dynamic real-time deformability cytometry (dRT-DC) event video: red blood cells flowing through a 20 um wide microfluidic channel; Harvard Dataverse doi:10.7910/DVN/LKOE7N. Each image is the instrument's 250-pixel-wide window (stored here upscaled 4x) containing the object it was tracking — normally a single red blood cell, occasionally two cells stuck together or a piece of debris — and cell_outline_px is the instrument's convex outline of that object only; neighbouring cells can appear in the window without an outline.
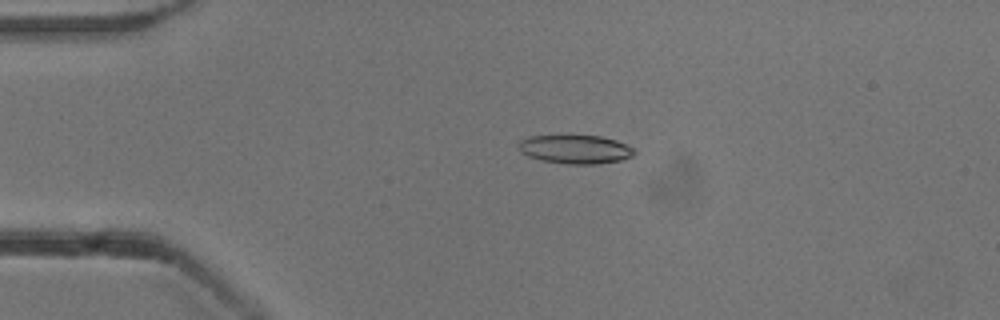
{"species": "common noctule bat (a hibernating species)", "species_latin": "Nyctalus noctula", "temperature_condition": "cold", "stored_images_in_passage": 53, "camera_frame_rate_fps": 3000, "um_per_image_px": 0.085, "animal": {"sex": "male", "body_mass_g": 13.3}, "frame": {"image": 1, "passage_image": 12, "time_ms": 3.667, "image_size_px": [1000, 320], "cell_outline_px": [[636, 152], [632, 156], [620, 160], [596, 164], [568, 164], [544, 160], [528, 156], [520, 152], [516, 144], [520, 140], [528, 136], [600, 136], [616, 140], [636, 148]], "centroid_in_image_um": [48.9, 12.68], "position_along_channel_um": 36.1, "area_um2": 19.36}}
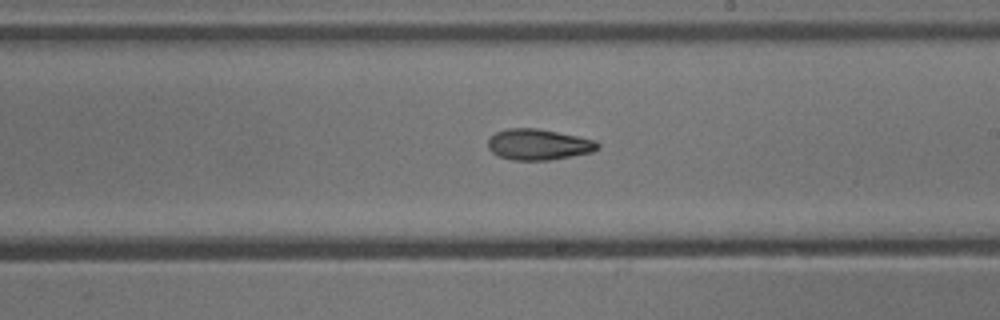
{"frame": {"image": 2, "passage_image": 31, "time_ms": 10.0, "image_size_px": [1000, 320], "cell_outline_px": [[600, 148], [592, 152], [572, 156], [548, 160], [512, 160], [500, 156], [492, 152], [488, 148], [488, 140], [496, 132], [508, 128], [536, 128], [596, 140], [600, 144]], "centroid_in_image_um": [45.79, 12.28], "position_along_channel_um": 243.2, "area_um2": 19.65}}
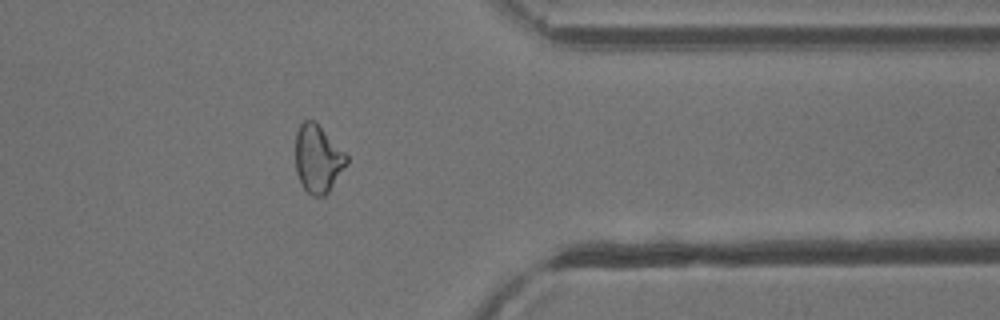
{"frame": {"image": 3, "passage_image": 43, "time_ms": 14.0, "image_size_px": [1000, 320], "cell_outline_px": [[348, 164], [328, 192], [324, 196], [312, 196], [304, 188], [296, 172], [296, 132], [300, 124], [304, 120], [312, 120], [348, 156]], "centroid_in_image_um": [27.01, 13.53], "position_along_channel_um": 384.4, "area_um2": 19.77}, "authors_computed_cell_mechanics": {"area_um2": 19.7676, "velocity_mm_per_s": 3.8582, "shape_relaxation_time_tau1_ms": 7.4712, "shape_relaxation_time_tau2_ms": 3.7472, "deformation_change_tau1": 0.2017, "deformation_change_tau2": 0.1165}}